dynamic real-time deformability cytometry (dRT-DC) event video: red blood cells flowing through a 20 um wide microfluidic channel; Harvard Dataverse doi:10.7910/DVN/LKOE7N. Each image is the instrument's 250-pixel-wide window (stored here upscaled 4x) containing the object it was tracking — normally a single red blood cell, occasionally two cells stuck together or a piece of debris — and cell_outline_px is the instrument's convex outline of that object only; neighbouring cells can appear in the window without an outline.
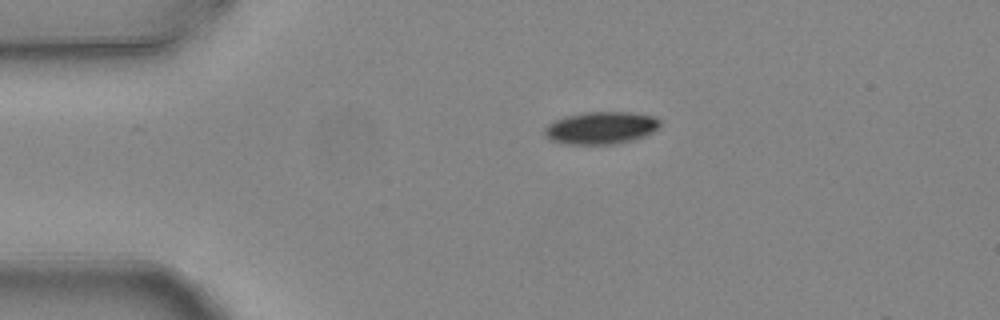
{"species": "common noctule bat (a hibernating species)", "species_latin": "Nyctalus noctula", "temperature_condition": "warm", "stored_images_in_passage": 2, "camera_frame_rate_fps": 3000, "um_per_image_px": 0.085, "animal": {"sex": "female", "body_mass_g": 24.6, "forearm_length_mm": 56.2}, "frame": {"image": 1, "passage_image": 1, "time_ms": 0.0, "image_size_px": [1000, 320], "cell_outline_px": [[660, 124], [652, 132], [644, 136], [632, 140], [612, 144], [568, 144], [552, 140], [544, 132], [544, 128], [548, 124], [564, 116], [584, 112], [632, 112], [656, 116], [660, 120]], "centroid_in_image_um": [51.1, 10.85], "position_along_channel_um": 33.9, "area_um2": 21.68}}